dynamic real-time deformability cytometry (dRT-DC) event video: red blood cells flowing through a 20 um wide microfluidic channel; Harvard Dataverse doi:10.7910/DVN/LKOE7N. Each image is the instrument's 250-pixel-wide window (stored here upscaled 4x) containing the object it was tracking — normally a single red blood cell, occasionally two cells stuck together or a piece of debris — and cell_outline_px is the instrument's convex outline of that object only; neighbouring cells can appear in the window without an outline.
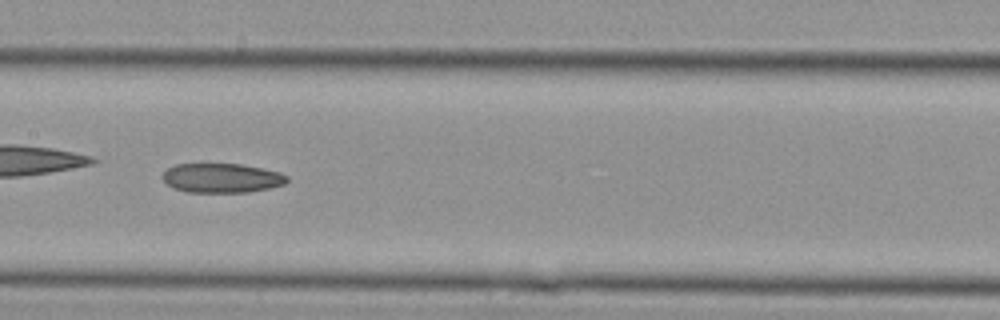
{"species": "Egyptian fruit bat (a non-hibernating species)", "species_latin": "Rousettus aegyptiacus", "temperature_condition": "cold", "stored_images_in_passage": 30, "camera_frame_rate_fps": 3000, "um_per_image_px": 0.085, "animal": {"sex": "female"}, "frame": {"image": 1, "passage_image": 13, "time_ms": 4.0, "image_size_px": [1000, 320], "cell_outline_px": [[288, 180], [284, 184], [268, 188], [248, 192], [188, 192], [172, 188], [160, 176], [168, 168], [176, 164], [240, 164], [280, 172], [288, 176]], "centroid_in_image_um": [18.83, 15.13], "position_along_channel_um": 188.6, "area_um2": 21.21}}
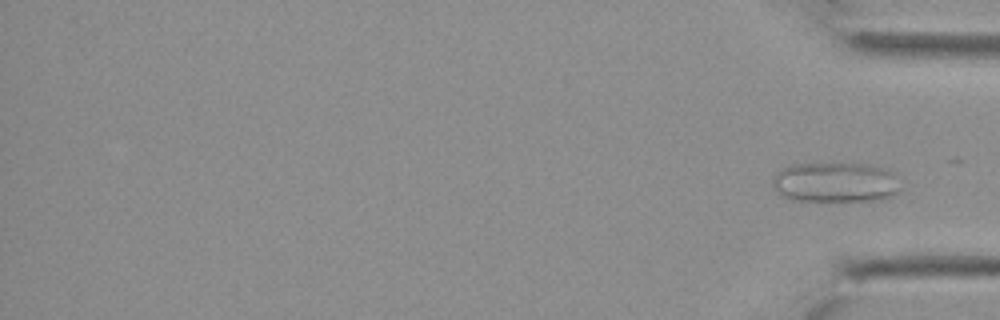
{"frame": {"image": 2, "passage_image": 30, "time_ms": 9.667, "image_size_px": [1000, 320], "cell_outline_px": [[900, 188], [892, 196], [872, 200], [796, 200], [784, 196], [776, 192], [772, 184], [772, 176], [780, 168], [788, 164], [832, 160], [868, 164], [884, 168], [896, 172]], "centroid_in_image_um": [70.97, 15.41], "position_along_channel_um": 364.2, "area_um2": 31.04}}